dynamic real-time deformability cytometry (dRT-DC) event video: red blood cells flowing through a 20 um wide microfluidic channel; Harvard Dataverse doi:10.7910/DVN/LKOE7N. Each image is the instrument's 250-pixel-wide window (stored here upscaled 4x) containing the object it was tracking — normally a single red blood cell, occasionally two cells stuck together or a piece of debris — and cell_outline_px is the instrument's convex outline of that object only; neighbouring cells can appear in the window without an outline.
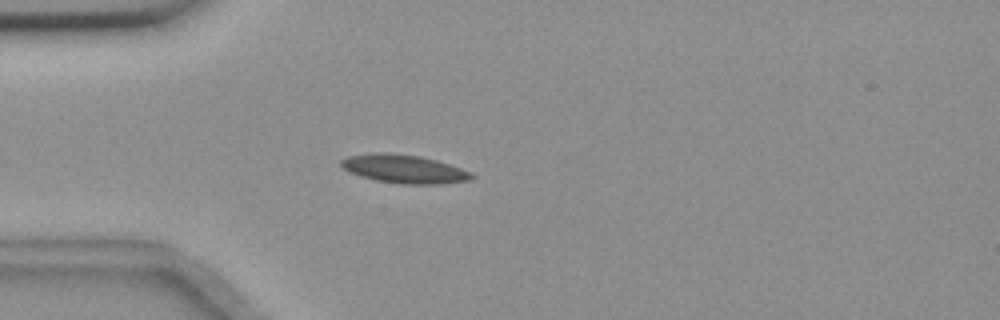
{"species": "common noctule bat (a hibernating species)", "species_latin": "Nyctalus noctula", "temperature_condition": "room temperature", "stored_images_in_passage": 4, "camera_frame_rate_fps": 3000, "um_per_image_px": 0.085, "animal": {"sex": "female", "body_mass_g": 18.4}, "frame": {"image": 1, "passage_image": 3, "time_ms": 2.333, "image_size_px": [1000, 320], "cell_outline_px": [[476, 176], [468, 180], [440, 184], [400, 184], [376, 180], [360, 176], [344, 168], [340, 164], [340, 160], [348, 156], [376, 152], [388, 152], [420, 156], [436, 160], [472, 172]], "centroid_in_image_um": [34.35, 14.35], "position_along_channel_um": 50.7, "area_um2": 21.56}}